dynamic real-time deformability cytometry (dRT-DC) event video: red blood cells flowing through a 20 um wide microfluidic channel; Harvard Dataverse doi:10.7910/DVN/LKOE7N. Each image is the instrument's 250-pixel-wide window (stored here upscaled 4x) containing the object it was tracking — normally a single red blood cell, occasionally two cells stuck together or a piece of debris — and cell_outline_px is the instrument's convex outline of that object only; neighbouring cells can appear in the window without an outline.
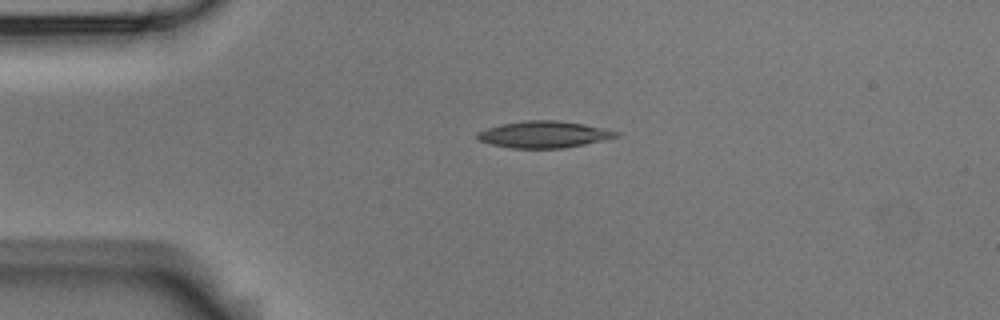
{"species": "Egyptian fruit bat (a non-hibernating species)", "species_latin": "Rousettus aegyptiacus", "temperature_condition": "room temperature", "stored_images_in_passage": 2, "camera_frame_rate_fps": 3000, "um_per_image_px": 0.085, "animal": {"sex": "male"}, "frame": {"image": 1, "passage_image": 2, "time_ms": 0.333, "image_size_px": [1000, 320], "cell_outline_px": [[620, 136], [584, 144], [564, 148], [512, 148], [492, 144], [480, 140], [476, 136], [476, 132], [500, 124], [524, 120], [556, 120], [584, 124], [604, 128], [620, 132]], "centroid_in_image_um": [46.24, 11.42], "position_along_channel_um": 38.8, "area_um2": 21.5}}